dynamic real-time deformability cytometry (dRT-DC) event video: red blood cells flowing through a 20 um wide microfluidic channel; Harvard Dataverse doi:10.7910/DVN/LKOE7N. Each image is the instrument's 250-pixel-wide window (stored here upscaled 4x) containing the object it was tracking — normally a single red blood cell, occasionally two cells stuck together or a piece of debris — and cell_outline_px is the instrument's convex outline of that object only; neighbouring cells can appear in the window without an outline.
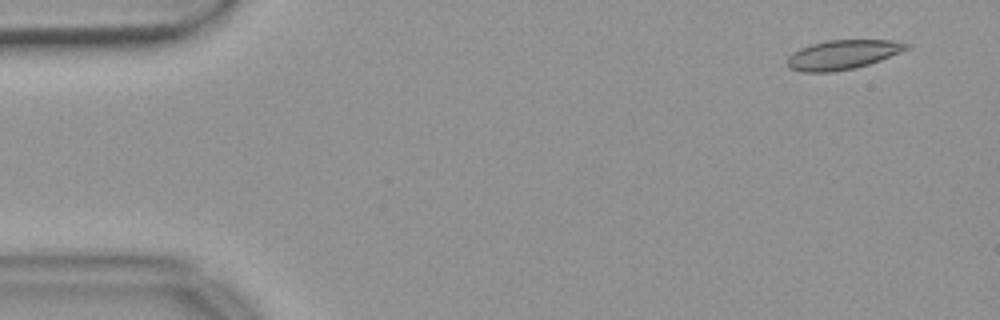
{"species": "common noctule bat (a hibernating species)", "species_latin": "Nyctalus noctula", "temperature_condition": "warm", "stored_images_in_passage": 54, "camera_frame_rate_fps": 3000, "um_per_image_px": 0.085, "animal": {"sex": "female", "body_mass_g": 18.4}, "frame": {"image": 1, "passage_image": 3, "time_ms": 0.667, "image_size_px": [1000, 320], "cell_outline_px": [[912, 44], [908, 48], [900, 52], [880, 60], [856, 68], [832, 72], [800, 72], [788, 68], [788, 56], [792, 52], [800, 48], [812, 44], [828, 40], [892, 40]], "centroid_in_image_um": [71.6, 4.65], "position_along_channel_um": 13.4, "area_um2": 20.4}}
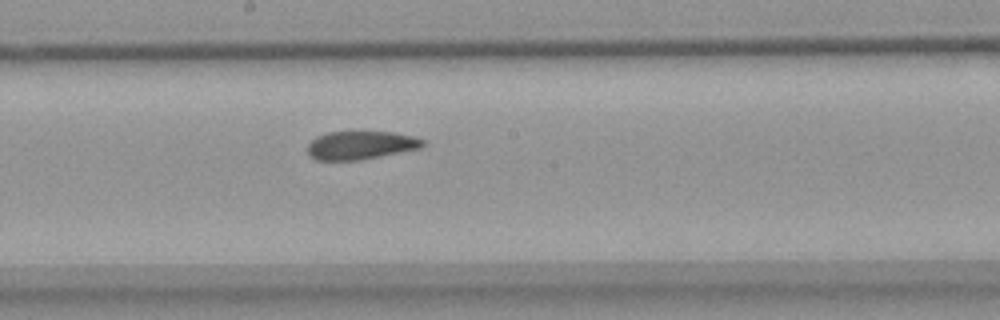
{"frame": {"image": 2, "passage_image": 29, "time_ms": 9.333, "image_size_px": [1000, 320], "cell_outline_px": [[428, 144], [420, 148], [360, 160], [316, 160], [308, 156], [308, 144], [316, 136], [328, 132], [392, 132], [416, 136], [424, 140]], "centroid_in_image_um": [30.67, 12.34], "position_along_channel_um": 217.5, "area_um2": 19.13}}
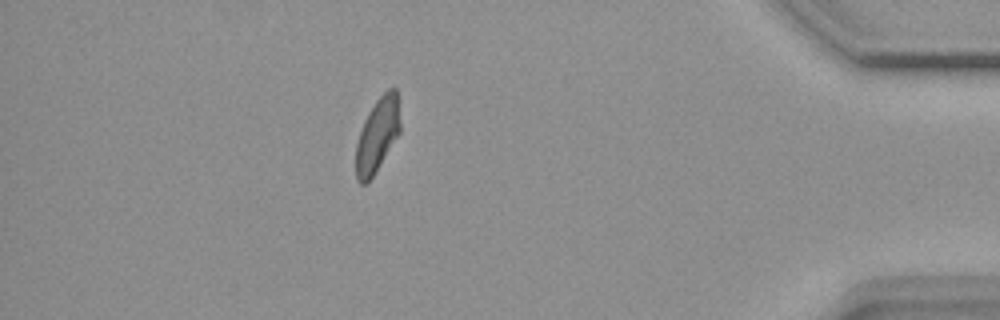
{"frame": {"image": 3, "passage_image": 48, "time_ms": 15.667, "image_size_px": [1000, 320], "cell_outline_px": [[400, 132], [372, 176], [364, 184], [360, 184], [356, 180], [356, 144], [364, 120], [368, 112], [376, 100], [388, 88], [396, 88], [400, 124]], "centroid_in_image_um": [32.06, 11.46], "position_along_channel_um": 403.1, "area_um2": 18.73}, "authors_computed_cell_mechanics": {"area_um2": 20.4034, "velocity_mm_per_s": 3.6551, "shape_relaxation_time_tau1_ms": null, "shape_relaxation_time_tau2_ms": 2.145, "deformation_change_tau1": null, "deformation_change_tau2": 0.0589}}